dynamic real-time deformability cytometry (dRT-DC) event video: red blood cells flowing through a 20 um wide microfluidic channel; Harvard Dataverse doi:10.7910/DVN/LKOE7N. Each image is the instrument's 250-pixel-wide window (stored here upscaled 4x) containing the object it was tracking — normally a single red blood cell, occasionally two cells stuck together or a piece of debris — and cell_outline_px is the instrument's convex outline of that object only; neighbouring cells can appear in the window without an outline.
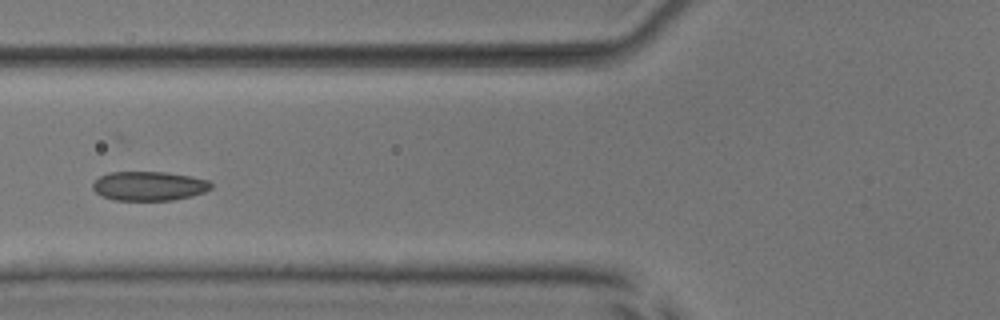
{"species": "common noctule bat (a hibernating species)", "species_latin": "Nyctalus noctula", "temperature_condition": "room temperature", "stored_images_in_passage": 22, "camera_frame_rate_fps": 3000, "um_per_image_px": 0.085, "animal": {"sex": "male", "body_mass_g": 17.9, "forearm_length_mm": 54.2}, "frame": {"image": 1, "passage_image": 7, "time_ms": 2.0, "image_size_px": [1000, 320], "cell_outline_px": [[212, 188], [204, 192], [192, 196], [172, 200], [112, 200], [96, 192], [92, 188], [92, 184], [100, 176], [108, 172], [164, 172], [192, 176], [208, 180], [212, 184]], "centroid_in_image_um": [12.68, 15.81], "position_along_channel_um": 113.1, "area_um2": 20.17}}
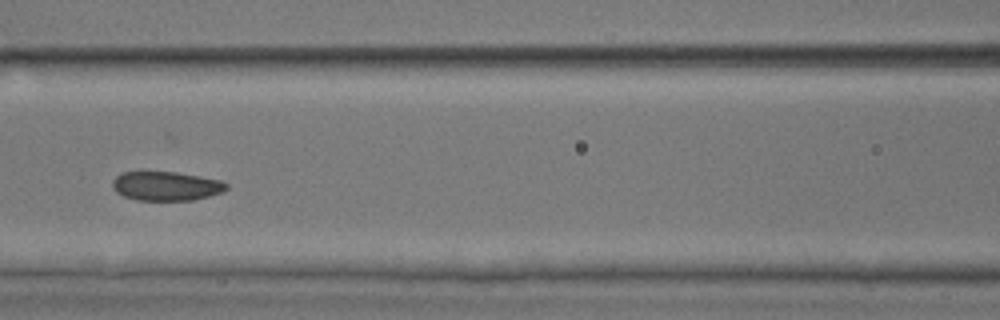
{"frame": {"image": 2, "passage_image": 10, "time_ms": 3.0, "image_size_px": [1000, 320], "cell_outline_px": [[228, 188], [224, 192], [192, 200], [136, 200], [124, 196], [116, 192], [112, 188], [112, 180], [120, 172], [176, 172], [200, 176], [220, 180], [228, 184]], "centroid_in_image_um": [14.11, 15.81], "position_along_channel_um": 152.5, "area_um2": 19.42}}